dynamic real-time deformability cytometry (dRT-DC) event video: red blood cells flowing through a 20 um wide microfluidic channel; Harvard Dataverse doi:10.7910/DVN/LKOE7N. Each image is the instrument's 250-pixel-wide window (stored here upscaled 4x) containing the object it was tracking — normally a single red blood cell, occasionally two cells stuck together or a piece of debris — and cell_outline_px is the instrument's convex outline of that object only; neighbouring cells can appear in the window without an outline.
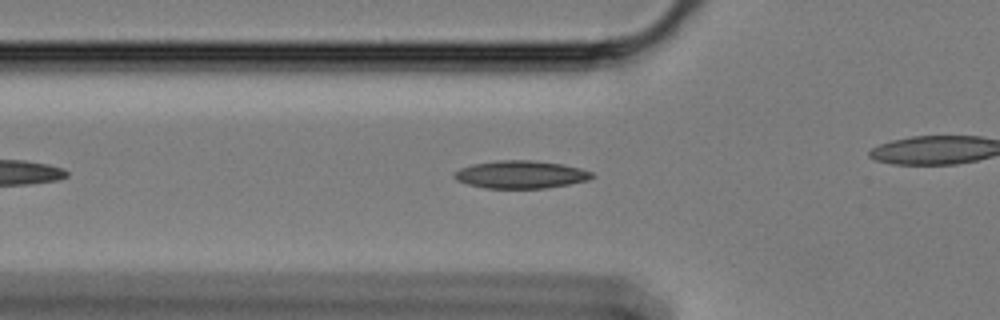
{"species": "Egyptian fruit bat (a non-hibernating species)", "species_latin": "Rousettus aegyptiacus", "temperature_condition": "cold", "stored_images_in_passage": 33, "camera_frame_rate_fps": 3000, "um_per_image_px": 0.085, "animal": {"sex": "female"}, "frame": {"image": 1, "passage_image": 10, "time_ms": 3.0, "image_size_px": [1000, 320], "cell_outline_px": [[596, 176], [588, 180], [568, 184], [544, 188], [484, 188], [468, 184], [456, 180], [452, 176], [452, 172], [460, 168], [472, 164], [496, 160], [532, 160], [560, 164], [580, 168], [592, 172]], "centroid_in_image_um": [44.22, 14.83], "position_along_channel_um": 81.6, "area_um2": 22.31}}
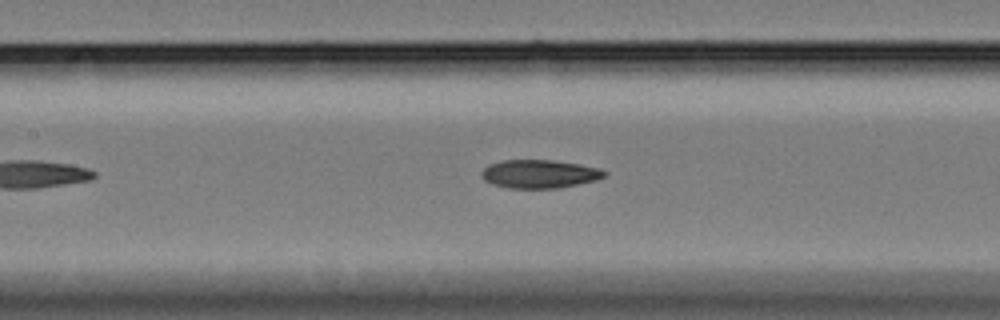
{"frame": {"image": 2, "passage_image": 17, "time_ms": 5.333, "image_size_px": [1000, 320], "cell_outline_px": [[608, 172], [604, 176], [596, 180], [560, 188], [508, 188], [492, 184], [484, 180], [480, 176], [480, 172], [488, 164], [500, 160], [552, 160], [580, 164], [600, 168]], "centroid_in_image_um": [45.82, 14.78], "position_along_channel_um": 161.6, "area_um2": 20.52}}
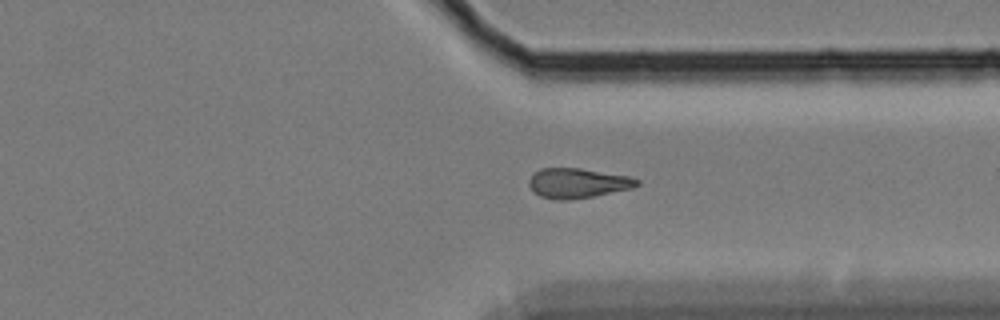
{"frame": {"image": 3, "passage_image": 31, "time_ms": 10.0, "image_size_px": [1000, 320], "cell_outline_px": [[640, 184], [632, 188], [592, 196], [568, 200], [552, 200], [540, 196], [528, 184], [528, 180], [532, 172], [540, 168], [580, 168], [632, 176], [640, 180]], "centroid_in_image_um": [49.1, 15.55], "position_along_channel_um": 362.3, "area_um2": 18.96}}